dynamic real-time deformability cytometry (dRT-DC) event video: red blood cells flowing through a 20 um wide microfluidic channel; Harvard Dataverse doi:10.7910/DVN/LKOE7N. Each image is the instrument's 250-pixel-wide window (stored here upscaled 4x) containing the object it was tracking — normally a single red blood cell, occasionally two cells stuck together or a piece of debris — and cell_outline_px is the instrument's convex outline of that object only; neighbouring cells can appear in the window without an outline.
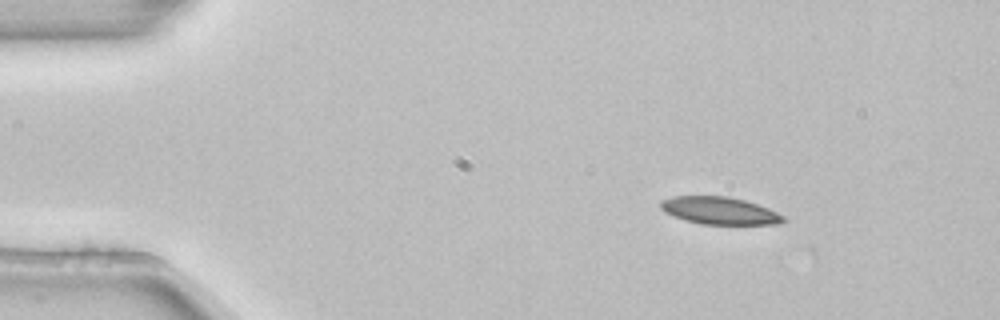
{"species": "common noctule bat (a hibernating species)", "species_latin": "Nyctalus noctula", "temperature_condition": "room temperature", "stored_images_in_passage": 4, "camera_frame_rate_fps": 3000, "um_per_image_px": 0.085, "animal": {"sex": "female", "body_mass_g": 22.7, "forearm_length_mm": 54.2}, "frame": {"image": 1, "passage_image": 2, "time_ms": 0.333, "image_size_px": [1000, 320], "cell_outline_px": [[788, 220], [780, 224], [700, 224], [684, 220], [672, 216], [664, 212], [660, 208], [660, 200], [672, 196], [728, 196], [744, 200], [768, 208], [784, 216]], "centroid_in_image_um": [61.14, 17.91], "position_along_channel_um": 23.9, "area_um2": 19.77}}